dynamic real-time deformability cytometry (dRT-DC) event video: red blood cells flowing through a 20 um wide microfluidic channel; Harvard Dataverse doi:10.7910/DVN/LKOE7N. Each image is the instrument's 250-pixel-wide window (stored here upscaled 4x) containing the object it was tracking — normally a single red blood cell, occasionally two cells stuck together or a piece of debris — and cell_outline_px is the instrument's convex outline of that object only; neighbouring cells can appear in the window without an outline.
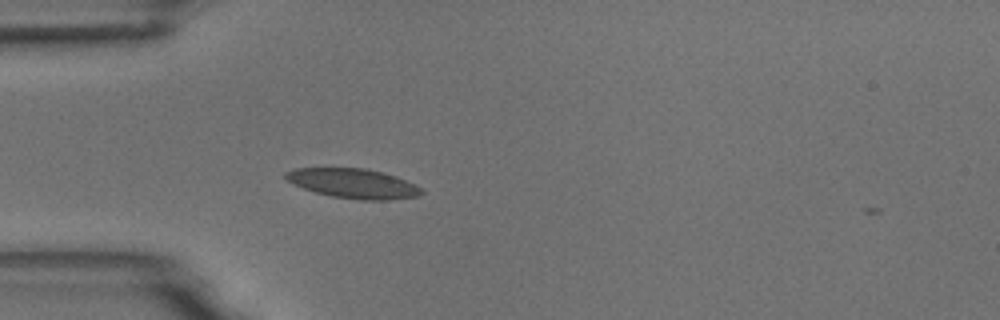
{"species": "common noctule bat (a hibernating species)", "species_latin": "Nyctalus noctula", "temperature_condition": "room temperature", "stored_images_in_passage": 3, "camera_frame_rate_fps": 3000, "um_per_image_px": 0.085, "animal": {"sex": "male", "body_mass_g": 18.8}, "frame": {"image": 1, "passage_image": 2, "time_ms": 0.333, "image_size_px": [1000, 320], "cell_outline_px": [[424, 192], [420, 196], [388, 200], [360, 200], [332, 196], [316, 192], [292, 184], [284, 176], [284, 172], [296, 168], [368, 168], [396, 176], [420, 188]], "centroid_in_image_um": [30.01, 15.59], "position_along_channel_um": 55.0, "area_um2": 23.35}}